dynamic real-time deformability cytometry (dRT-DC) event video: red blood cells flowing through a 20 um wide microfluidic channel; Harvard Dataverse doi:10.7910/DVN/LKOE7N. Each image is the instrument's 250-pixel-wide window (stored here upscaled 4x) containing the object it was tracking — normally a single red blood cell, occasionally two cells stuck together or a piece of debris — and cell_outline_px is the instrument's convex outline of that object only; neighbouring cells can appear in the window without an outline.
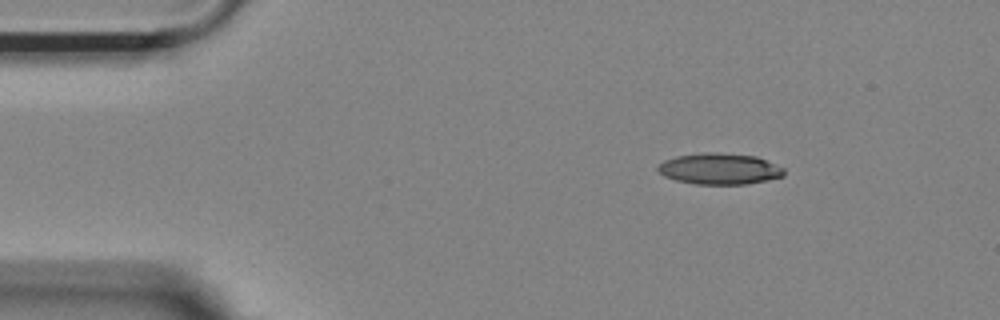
{"species": "Egyptian fruit bat (a non-hibernating species)", "species_latin": "Rousettus aegyptiacus", "temperature_condition": "room temperature", "stored_images_in_passage": 48, "segment_of_instrument_passage": [1, 2], "camera_frame_rate_fps": 3000, "um_per_image_px": 0.085, "animal": {"sex": "female"}, "frame": {"image": 1, "passage_image": 1, "time_ms": 0.0, "image_size_px": [1000, 320], "cell_outline_px": [[784, 176], [744, 184], [696, 184], [676, 180], [664, 176], [656, 168], [656, 164], [664, 160], [676, 156], [704, 152], [720, 152], [756, 156], [784, 168]], "centroid_in_image_um": [61.11, 14.33], "position_along_channel_um": 23.9, "area_um2": 22.89}}
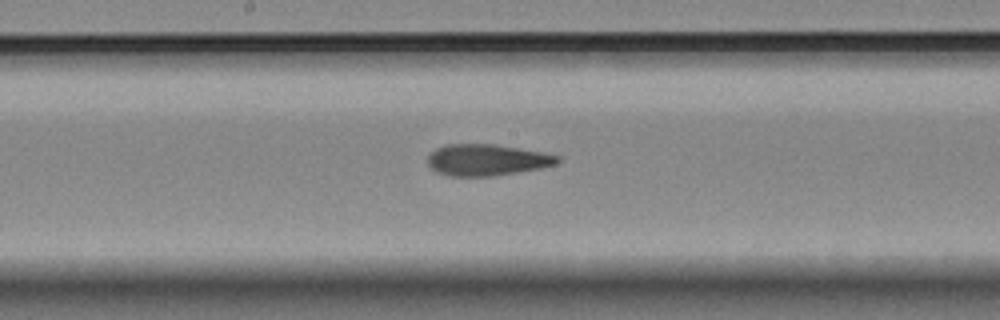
{"frame": {"image": 2, "passage_image": 21, "time_ms": 6.667, "image_size_px": [1000, 320], "cell_outline_px": [[560, 160], [556, 164], [540, 168], [492, 176], [452, 176], [436, 172], [428, 164], [428, 156], [436, 148], [444, 144], [496, 144], [544, 152], [560, 156]], "centroid_in_image_um": [41.39, 13.58], "position_along_channel_um": 206.8, "area_um2": 23.76}}
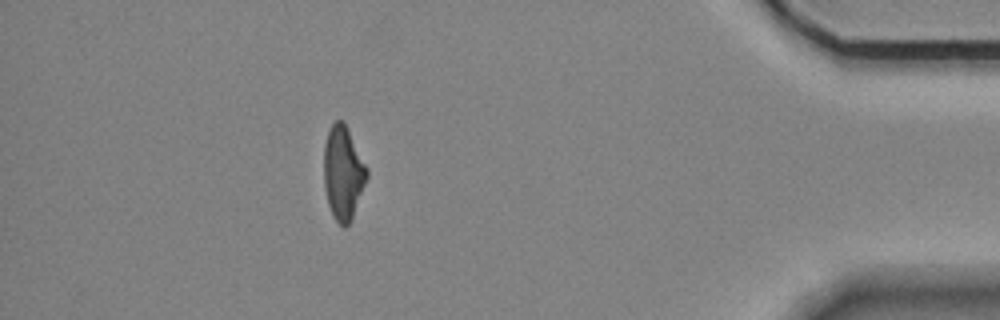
{"frame": {"image": 3, "passage_image": 41, "time_ms": 13.333, "image_size_px": [1000, 320], "cell_outline_px": [[368, 176], [352, 220], [344, 228], [332, 216], [328, 204], [324, 188], [324, 144], [328, 132], [332, 124], [336, 120], [344, 120], [368, 168]], "centroid_in_image_um": [29.17, 14.7], "position_along_channel_um": 406.0, "area_um2": 23.7}}